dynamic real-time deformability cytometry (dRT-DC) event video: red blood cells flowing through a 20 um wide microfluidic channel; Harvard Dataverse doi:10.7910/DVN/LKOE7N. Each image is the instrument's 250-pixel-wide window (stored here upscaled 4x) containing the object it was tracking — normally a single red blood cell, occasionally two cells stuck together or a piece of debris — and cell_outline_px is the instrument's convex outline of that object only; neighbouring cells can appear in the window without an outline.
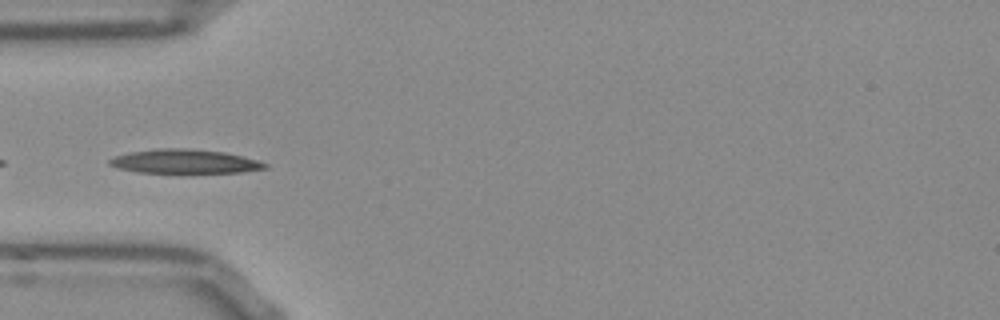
{"species": "Egyptian fruit bat (a non-hibernating species)", "species_latin": "Rousettus aegyptiacus", "temperature_condition": "room temperature", "stored_images_in_passage": 29, "camera_frame_rate_fps": 3000, "um_per_image_px": 0.085, "frame": {"image": 1, "passage_image": 1, "time_ms": 0.0, "image_size_px": [1000, 320], "cell_outline_px": [[268, 168], [240, 172], [136, 172], [116, 168], [108, 164], [108, 160], [116, 156], [128, 152], [156, 148], [188, 148], [224, 152], [256, 160], [268, 164]], "centroid_in_image_um": [15.64, 13.71], "position_along_channel_um": 69.4, "area_um2": 21.62}, "authors_computed_cell_mechanics": {"area_um2": 20.519, "velocity_mm_per_s": 3.7604, "shape_relaxation_time_tau1_ms": null, "shape_relaxation_time_tau2_ms": 5.7618, "deformation_change_tau1": null, "deformation_change_tau2": 0.1327}}